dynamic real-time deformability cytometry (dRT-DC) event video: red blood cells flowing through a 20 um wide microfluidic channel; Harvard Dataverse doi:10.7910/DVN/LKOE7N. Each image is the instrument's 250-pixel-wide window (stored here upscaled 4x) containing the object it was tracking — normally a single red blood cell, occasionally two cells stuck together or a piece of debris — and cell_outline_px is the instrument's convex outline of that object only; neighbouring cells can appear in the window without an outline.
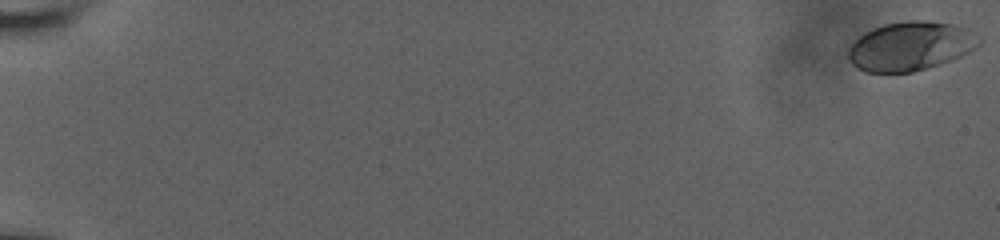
{"species": "human", "species_latin": "Homo sapiens", "temperature_condition": "room temperature", "stored_images_in_passage": 57, "camera_frame_rate_fps": 3000, "um_per_image_px": 0.085, "donor": {"sex": "male"}, "frame": {"image": 1, "passage_image": 1, "time_ms": 0.0, "image_size_px": [1000, 240], "cell_outline_px": [[980, 44], [968, 52], [960, 56], [940, 64], [928, 68], [912, 72], [864, 72], [856, 68], [848, 60], [848, 48], [864, 32], [872, 28], [884, 24], [908, 20], [932, 20], [952, 24], [968, 28], [980, 36]], "centroid_in_image_um": [77.39, 3.91], "position_along_channel_um": 7.6, "area_um2": 37.63}}
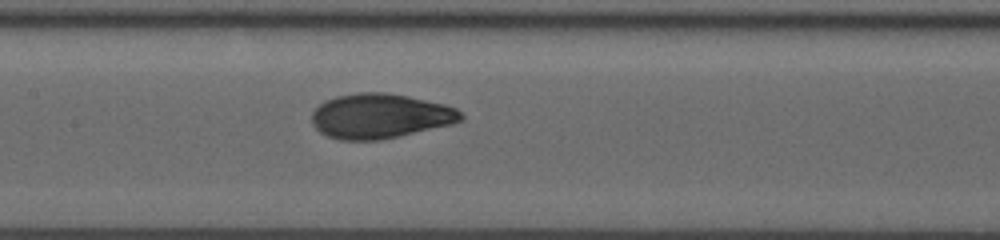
{"frame": {"image": 2, "passage_image": 31, "time_ms": 10.0, "image_size_px": [1000, 240], "cell_outline_px": [[464, 120], [452, 124], [380, 140], [340, 140], [328, 136], [320, 132], [312, 124], [312, 112], [324, 100], [336, 96], [356, 92], [388, 92], [408, 96], [444, 104], [456, 108], [464, 116]], "centroid_in_image_um": [32.3, 9.85], "position_along_channel_um": 175.1, "area_um2": 39.02}}
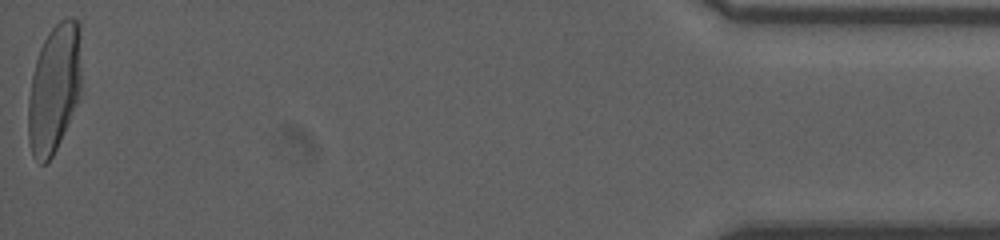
{"frame": {"image": 3, "passage_image": 57, "time_ms": 18.667, "image_size_px": [1000, 240], "cell_outline_px": [[80, 92], [60, 140], [52, 156], [44, 164], [40, 164], [32, 156], [28, 140], [28, 100], [32, 76], [36, 60], [40, 48], [48, 32], [60, 20], [68, 16], [72, 16], [80, 24]], "centroid_in_image_um": [4.59, 7.49], "position_along_channel_um": 430.6, "area_um2": 39.54}, "authors_computed_cell_mechanics": {"area_um2": 37.6278, "velocity_mm_per_s": 3.9198, "shape_relaxation_time_tau1_ms": 5.1978, "shape_relaxation_time_tau2_ms": null, "deformation_change_tau1": 0.1969, "deformation_change_tau2": null}}